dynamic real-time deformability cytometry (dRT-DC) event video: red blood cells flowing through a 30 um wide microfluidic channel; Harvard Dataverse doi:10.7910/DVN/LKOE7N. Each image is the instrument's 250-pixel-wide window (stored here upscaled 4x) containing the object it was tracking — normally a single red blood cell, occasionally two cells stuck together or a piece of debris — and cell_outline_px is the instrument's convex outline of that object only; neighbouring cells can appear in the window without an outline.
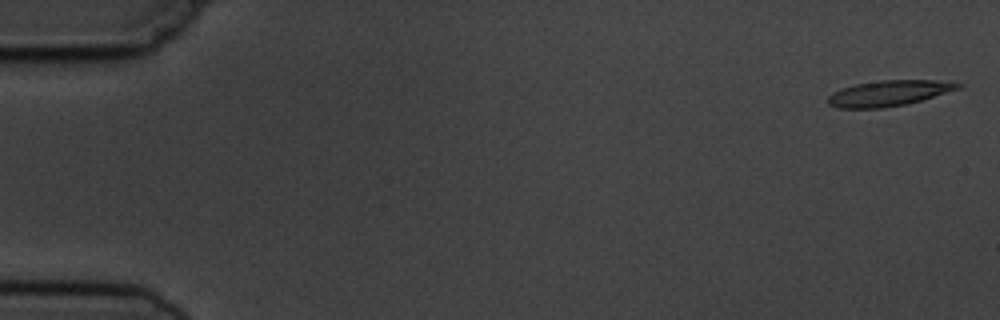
{"species": "common noctule bat (a hibernating species)", "species_latin": "Nyctalus noctula", "temperature_condition": "cold", "stored_images_in_passage": 5, "camera_frame_rate_fps": 3000, "um_per_image_px": 0.085, "animal": {"sex": "male", "body_mass_g": 19.5, "forearm_length_mm": 54.6}, "frame": {"image": 1, "passage_image": 1, "time_ms": 0.0, "image_size_px": [1000, 320], "cell_outline_px": [[964, 84], [960, 88], [920, 100], [904, 104], [884, 108], [840, 108], [828, 104], [828, 96], [832, 92], [840, 88], [856, 84], [880, 80], [948, 80]], "centroid_in_image_um": [75.55, 7.91], "position_along_channel_um": 9.5, "area_um2": 19.42}}
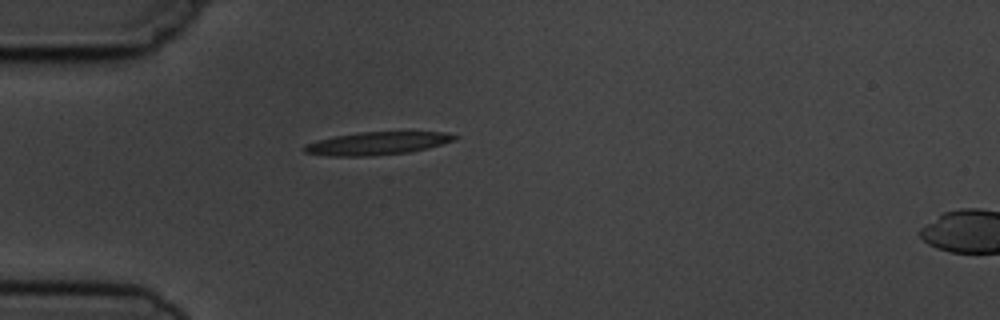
{"frame": {"image": 2, "passage_image": 5, "time_ms": 4.667, "image_size_px": [1000, 320], "cell_outline_px": [[460, 136], [456, 140], [428, 148], [408, 152], [372, 156], [332, 156], [304, 152], [304, 144], [336, 136], [360, 132], [448, 132]], "centroid_in_image_um": [32.13, 12.18], "position_along_channel_um": 52.9, "area_um2": 19.94}}